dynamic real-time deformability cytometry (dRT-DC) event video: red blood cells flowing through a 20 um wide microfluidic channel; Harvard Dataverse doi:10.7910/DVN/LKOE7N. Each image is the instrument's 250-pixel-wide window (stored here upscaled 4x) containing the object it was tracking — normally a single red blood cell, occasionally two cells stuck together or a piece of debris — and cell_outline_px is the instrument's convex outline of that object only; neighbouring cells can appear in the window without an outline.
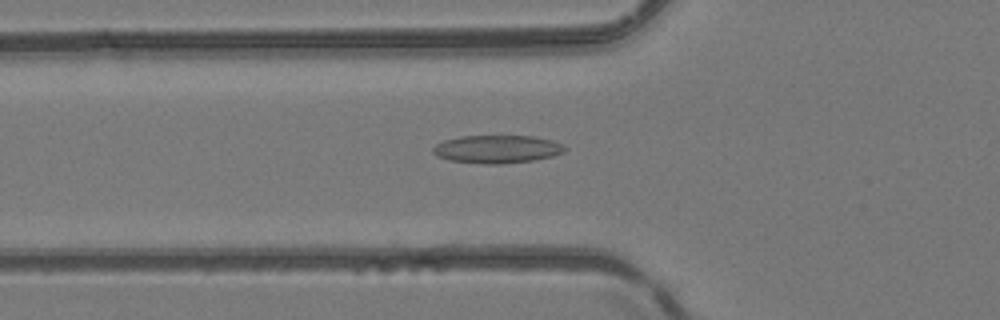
{"species": "common noctule bat (a hibernating species)", "species_latin": "Nyctalus noctula", "temperature_condition": "room temperature", "stored_images_in_passage": 33, "camera_frame_rate_fps": 3000, "um_per_image_px": 0.085, "animal": {"sex": "female", "body_mass_g": 24.6, "forearm_length_mm": 56.2}, "frame": {"image": 1, "passage_image": 7, "time_ms": 2.0, "image_size_px": [1000, 320], "cell_outline_px": [[568, 148], [564, 152], [552, 156], [532, 160], [500, 164], [488, 164], [448, 160], [436, 156], [432, 152], [432, 148], [436, 144], [444, 140], [460, 136], [532, 136], [552, 140]], "centroid_in_image_um": [42.22, 12.67], "position_along_channel_um": 83.6, "area_um2": 21.44}}
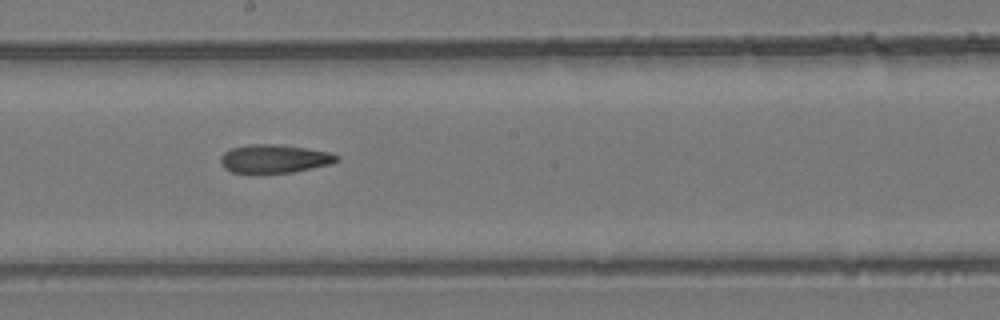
{"frame": {"image": 2, "passage_image": 17, "time_ms": 5.333, "image_size_px": [1000, 320], "cell_outline_px": [[340, 160], [328, 164], [292, 172], [232, 172], [224, 168], [220, 160], [220, 156], [224, 152], [232, 148], [248, 144], [284, 144], [328, 152], [340, 156]], "centroid_in_image_um": [23.31, 13.47], "position_along_channel_um": 224.9, "area_um2": 19.02}}
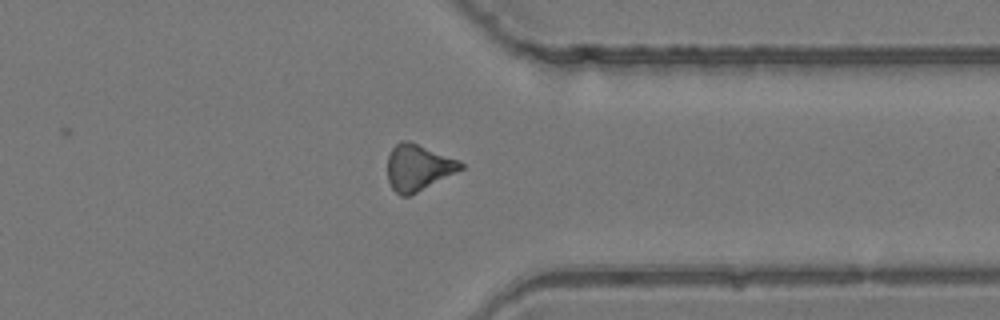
{"frame": {"image": 3, "passage_image": 28, "time_ms": 9.0, "image_size_px": [1000, 320], "cell_outline_px": [[464, 168], [408, 196], [400, 196], [392, 188], [388, 180], [388, 156], [392, 148], [400, 140], [408, 140], [460, 160], [464, 164]], "centroid_in_image_um": [35.53, 14.22], "position_along_channel_um": 375.9, "area_um2": 19.54}}